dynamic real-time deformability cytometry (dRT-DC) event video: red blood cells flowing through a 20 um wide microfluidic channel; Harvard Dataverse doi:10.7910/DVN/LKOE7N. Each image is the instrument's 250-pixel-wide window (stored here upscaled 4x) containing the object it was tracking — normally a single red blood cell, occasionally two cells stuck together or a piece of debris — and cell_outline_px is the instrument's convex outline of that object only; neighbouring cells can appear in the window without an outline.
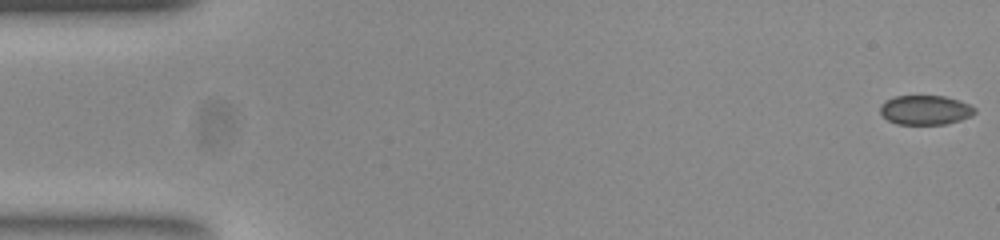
{"species": "common noctule bat (a hibernating species)", "species_latin": "Nyctalus noctula", "temperature_condition": "room temperature", "stored_images_in_passage": 52, "camera_frame_rate_fps": 3000, "um_per_image_px": 0.085, "animal": {"sex": "female", "body_mass_g": 23.0, "forearm_length_mm": 53.4}, "frame": {"image": 1, "passage_image": 1, "time_ms": 0.0, "image_size_px": [1000, 240], "cell_outline_px": [[976, 112], [972, 116], [960, 120], [944, 124], [896, 124], [888, 120], [880, 112], [880, 104], [884, 100], [892, 96], [944, 96], [960, 100], [976, 108]], "centroid_in_image_um": [78.64, 9.34], "position_along_channel_um": 6.4, "area_um2": 16.36}}
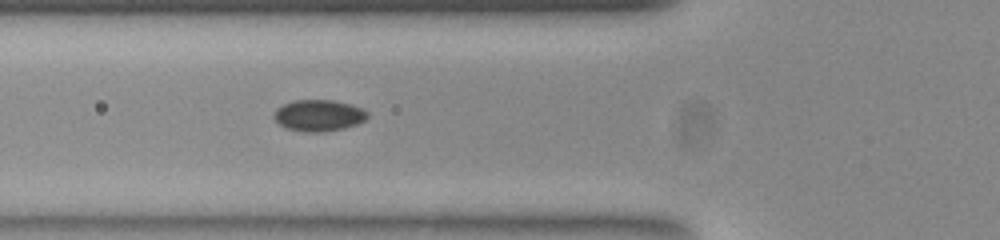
{"frame": {"image": 2, "passage_image": 19, "time_ms": 6.0, "image_size_px": [1000, 240], "cell_outline_px": [[368, 116], [364, 120], [356, 124], [344, 128], [324, 132], [304, 132], [288, 128], [280, 124], [272, 116], [276, 108], [284, 104], [296, 100], [332, 100], [364, 108], [368, 112]], "centroid_in_image_um": [27.09, 9.81], "position_along_channel_um": 98.7, "area_um2": 17.05}}
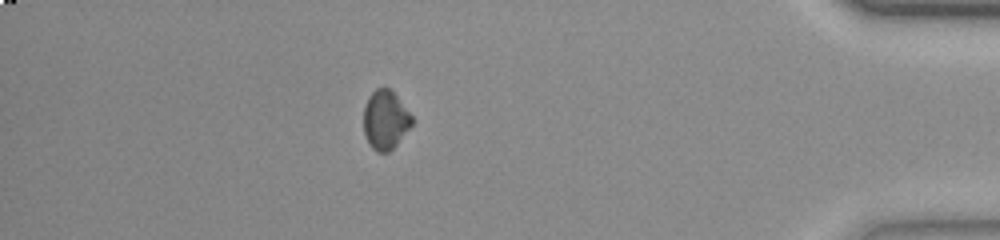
{"frame": {"image": 3, "passage_image": 46, "time_ms": 15.0, "image_size_px": [1000, 240], "cell_outline_px": [[416, 120], [396, 144], [388, 152], [376, 152], [372, 148], [364, 132], [364, 104], [368, 96], [376, 88], [388, 88], [396, 96]], "centroid_in_image_um": [32.76, 10.18], "position_along_channel_um": 402.4, "area_um2": 16.47}, "authors_computed_cell_mechanics": {"area_um2": 16.762, "velocity_mm_per_s": 3.898, "shape_relaxation_time_tau1_ms": 1.5026, "shape_relaxation_time_tau2_ms": 4.5095, "deformation_change_tau1": 0.0309, "deformation_change_tau2": 0.0674}}